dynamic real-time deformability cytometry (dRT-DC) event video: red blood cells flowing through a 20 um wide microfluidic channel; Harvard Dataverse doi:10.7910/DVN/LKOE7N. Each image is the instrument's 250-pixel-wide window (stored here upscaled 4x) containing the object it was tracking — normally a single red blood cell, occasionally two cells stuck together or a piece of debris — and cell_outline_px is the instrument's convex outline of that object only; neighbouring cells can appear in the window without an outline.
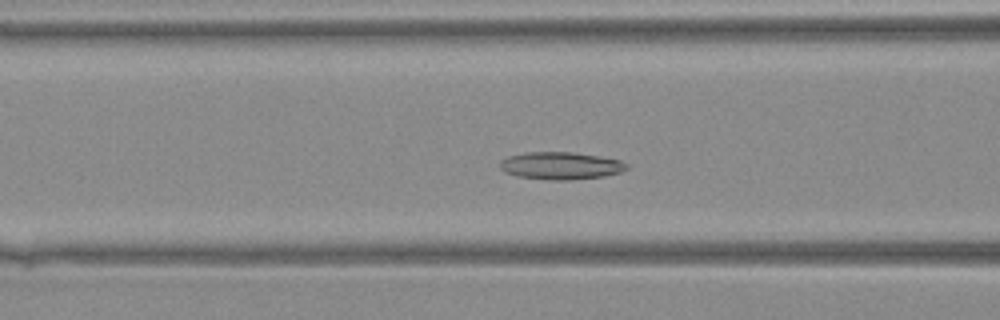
{"species": "Egyptian fruit bat (a non-hibernating species)", "species_latin": "Rousettus aegyptiacus", "temperature_condition": "warm", "stored_images_in_passage": 39, "camera_frame_rate_fps": 3000, "um_per_image_px": 0.085, "animal": {"sex": "female"}, "frame": {"image": 1, "passage_image": 15, "time_ms": 4.667, "image_size_px": [1000, 320], "cell_outline_px": [[628, 168], [620, 172], [604, 176], [568, 180], [552, 180], [516, 176], [504, 172], [500, 168], [500, 160], [508, 156], [524, 152], [572, 152], [620, 160], [628, 164]], "centroid_in_image_um": [47.62, 14.08], "position_along_channel_um": 119.0, "area_um2": 20.23}}
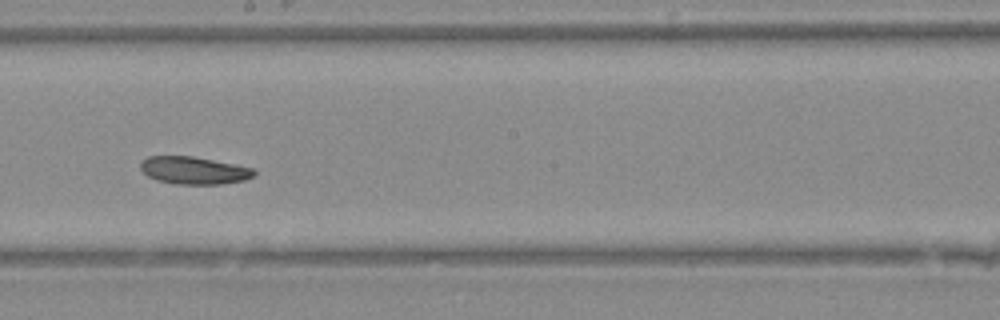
{"frame": {"image": 2, "passage_image": 22, "time_ms": 7.0, "image_size_px": [1000, 320], "cell_outline_px": [[256, 172], [252, 176], [244, 180], [220, 184], [172, 184], [156, 180], [148, 176], [140, 168], [140, 164], [148, 156], [192, 156], [256, 168]], "centroid_in_image_um": [16.49, 14.49], "position_along_channel_um": 231.7, "area_um2": 18.21}}
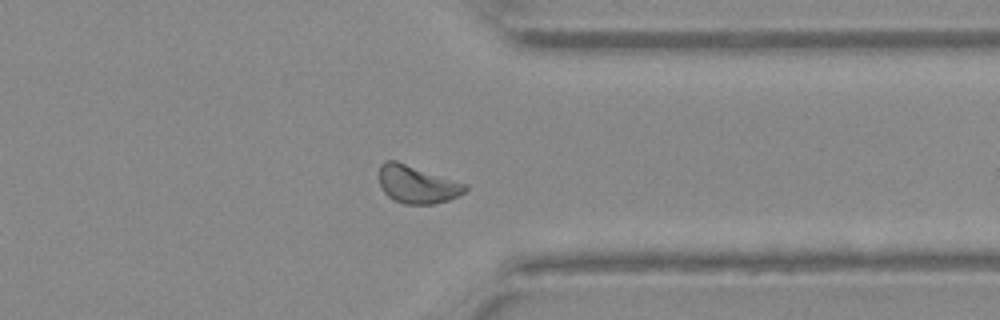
{"frame": {"image": 3, "passage_image": 31, "time_ms": 10.0, "image_size_px": [1000, 320], "cell_outline_px": [[468, 188], [460, 196], [448, 200], [432, 204], [404, 204], [388, 196], [384, 192], [380, 184], [380, 164], [384, 160], [396, 160], [468, 184]], "centroid_in_image_um": [35.48, 15.66], "position_along_channel_um": 375.9, "area_um2": 19.02}}